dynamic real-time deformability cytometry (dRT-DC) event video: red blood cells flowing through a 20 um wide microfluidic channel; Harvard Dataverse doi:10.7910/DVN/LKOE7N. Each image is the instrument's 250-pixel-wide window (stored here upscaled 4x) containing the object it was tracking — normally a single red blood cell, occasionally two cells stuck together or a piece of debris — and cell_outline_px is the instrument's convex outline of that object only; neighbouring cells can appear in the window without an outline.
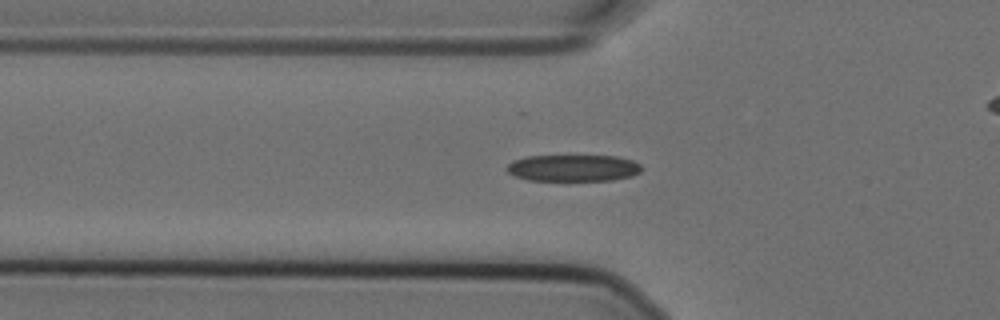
{"species": "Egyptian fruit bat (a non-hibernating species)", "species_latin": "Rousettus aegyptiacus", "temperature_condition": "cold", "stored_images_in_passage": 59, "camera_frame_rate_fps": 3000, "um_per_image_px": 0.085, "animal": {"sex": "female"}, "frame": {"image": 1, "passage_image": 21, "time_ms": 6.667, "image_size_px": [1000, 320], "cell_outline_px": [[644, 168], [640, 172], [632, 176], [612, 180], [528, 180], [516, 176], [508, 172], [504, 168], [512, 160], [528, 156], [616, 156], [632, 160], [640, 164]], "centroid_in_image_um": [48.73, 14.27], "position_along_channel_um": 77.1, "area_um2": 20.98}}
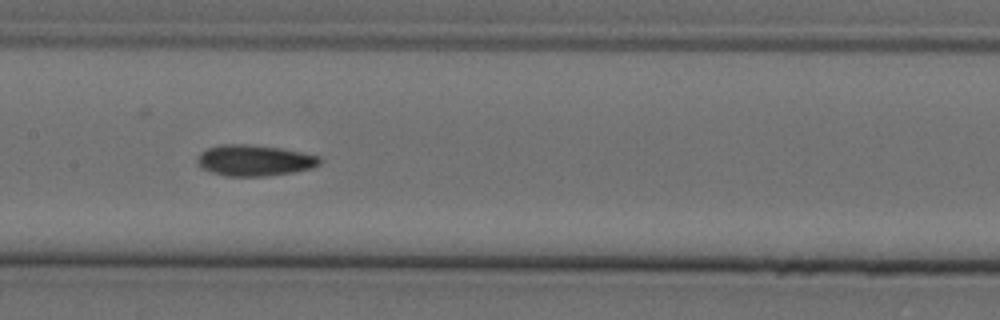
{"frame": {"image": 2, "passage_image": 30, "time_ms": 9.667, "image_size_px": [1000, 320], "cell_outline_px": [[320, 164], [312, 168], [292, 172], [264, 176], [224, 176], [200, 168], [196, 164], [196, 156], [200, 152], [208, 148], [224, 144], [244, 144], [280, 148], [320, 156]], "centroid_in_image_um": [21.57, 13.64], "position_along_channel_um": 185.8, "area_um2": 22.14}}
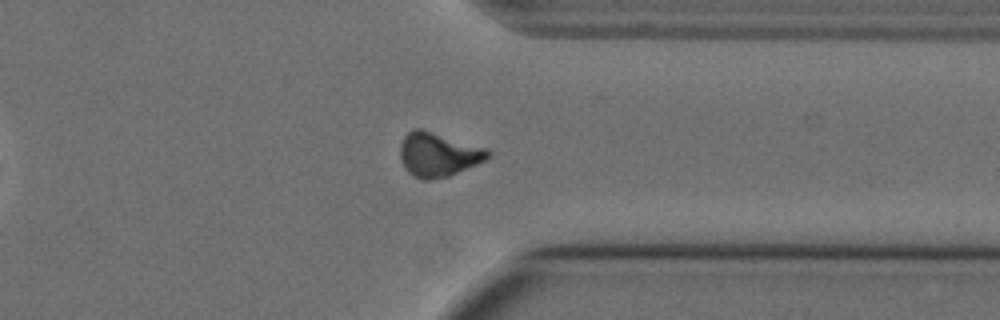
{"frame": {"image": 3, "passage_image": 46, "time_ms": 15.0, "image_size_px": [1000, 320], "cell_outline_px": [[492, 152], [484, 160], [476, 164], [448, 176], [432, 180], [424, 180], [412, 176], [404, 168], [400, 160], [400, 144], [404, 136], [412, 128], [420, 128], [488, 148]], "centroid_in_image_um": [37.21, 13.13], "position_along_channel_um": 374.2, "area_um2": 22.66}, "authors_computed_cell_mechanics": {"area_um2": 21.2126, "velocity_mm_per_s": 3.5766, "shape_relaxation_time_tau1_ms": null, "shape_relaxation_time_tau2_ms": 8.0066, "deformation_change_tau1": null, "deformation_change_tau2": 0.1329}}